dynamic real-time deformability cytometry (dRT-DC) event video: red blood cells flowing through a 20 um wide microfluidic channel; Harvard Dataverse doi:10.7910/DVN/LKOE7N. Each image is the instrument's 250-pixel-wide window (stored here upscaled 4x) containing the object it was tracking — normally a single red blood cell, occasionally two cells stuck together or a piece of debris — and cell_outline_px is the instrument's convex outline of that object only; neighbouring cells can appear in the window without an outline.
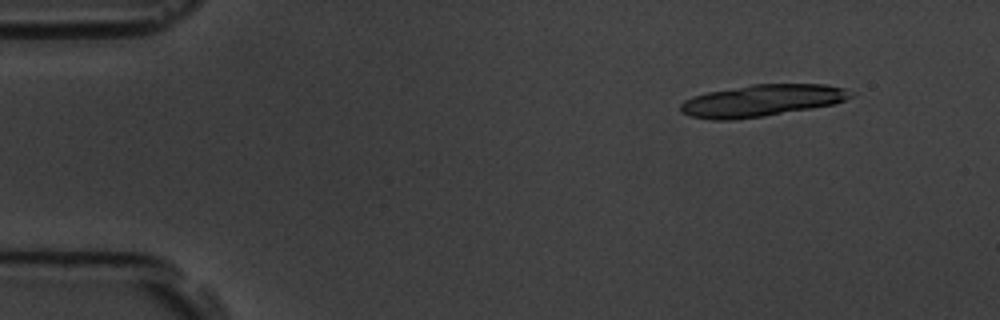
{"species": "common noctule bat (a hibernating species)", "species_latin": "Nyctalus noctula", "temperature_condition": "room temperature", "stored_images_in_passage": 13, "camera_frame_rate_fps": 3000, "um_per_image_px": 0.085, "animal": {"sex": "male", "body_mass_g": 19.5, "forearm_length_mm": 54.6}, "frame": {"image": 1, "passage_image": 2, "time_ms": 1.333, "image_size_px": [1000, 320], "cell_outline_px": [[852, 96], [844, 100], [832, 104], [812, 108], [764, 116], [736, 120], [712, 120], [688, 116], [680, 112], [680, 104], [684, 100], [692, 96], [708, 92], [752, 84], [824, 84], [844, 88]], "centroid_in_image_um": [64.66, 8.56], "position_along_channel_um": 20.3, "area_um2": 31.5}}
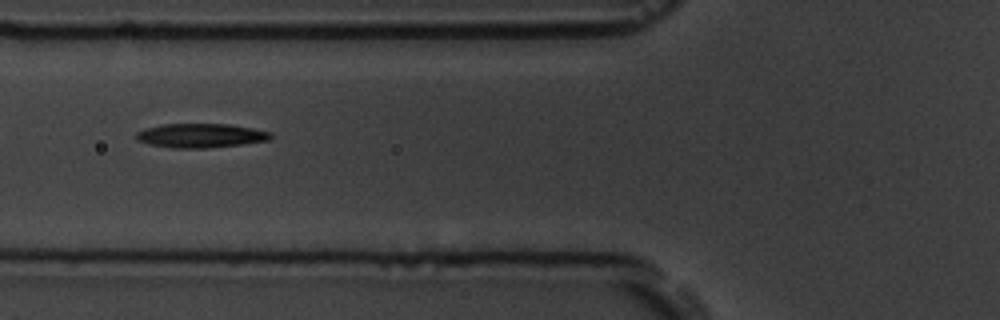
{"frame": {"image": 2, "passage_image": 6, "time_ms": 6.667, "image_size_px": [1000, 320], "cell_outline_px": [[272, 136], [268, 140], [240, 144], [204, 148], [172, 148], [148, 144], [136, 140], [136, 132], [144, 128], [160, 124], [228, 124], [252, 128], [272, 132]], "centroid_in_image_um": [17.0, 11.52], "position_along_channel_um": 108.8, "area_um2": 18.9}}
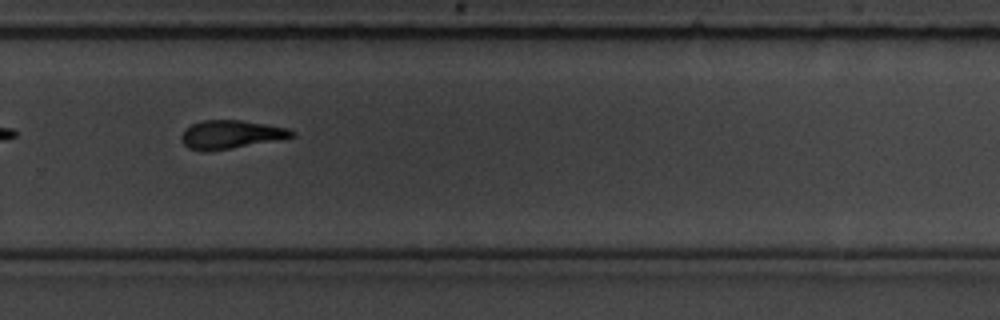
{"frame": {"image": 3, "passage_image": 11, "time_ms": 12.333, "image_size_px": [1000, 320], "cell_outline_px": [[296, 136], [232, 148], [208, 152], [188, 148], [184, 144], [180, 136], [184, 128], [200, 120], [240, 120], [288, 128], [296, 132]], "centroid_in_image_um": [19.58, 11.43], "position_along_channel_um": 310.2, "area_um2": 18.26}, "authors_computed_cell_mechanics": {"area_um2": 19.074, "velocity_mm_per_s": 3.5576, "shape_relaxation_time_tau1_ms": 4.6854, "shape_relaxation_time_tau2_ms": 7.2974, "deformation_change_tau1": 0.1385, "deformation_change_tau2": 0.1657}}